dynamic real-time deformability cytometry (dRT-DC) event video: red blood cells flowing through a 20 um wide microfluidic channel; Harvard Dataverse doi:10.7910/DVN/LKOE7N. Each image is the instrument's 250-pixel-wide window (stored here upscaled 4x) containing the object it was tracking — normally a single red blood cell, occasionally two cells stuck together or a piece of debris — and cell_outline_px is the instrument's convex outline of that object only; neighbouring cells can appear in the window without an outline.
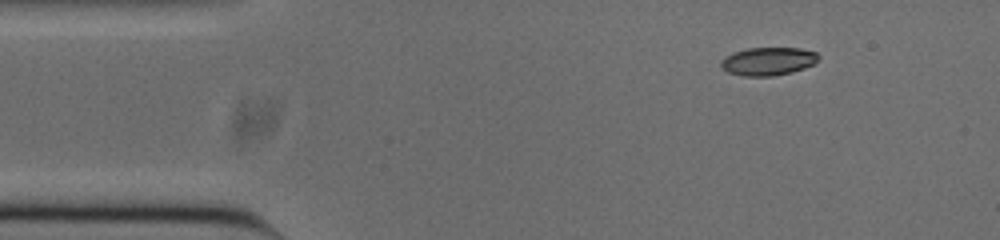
{"species": "common noctule bat (a hibernating species)", "species_latin": "Nyctalus noctula", "temperature_condition": "cold", "stored_images_in_passage": 48, "camera_frame_rate_fps": 3000, "um_per_image_px": 0.085, "animal": {"sex": "male", "body_mass_g": 20.0, "forearm_length_mm": 53.3}, "frame": {"image": 1, "passage_image": 1, "time_ms": 0.0, "image_size_px": [1000, 240], "cell_outline_px": [[820, 56], [812, 64], [804, 68], [792, 72], [772, 76], [744, 76], [728, 72], [720, 64], [724, 56], [732, 52], [748, 48], [800, 48], [816, 52]], "centroid_in_image_um": [65.27, 5.2], "position_along_channel_um": 19.7, "area_um2": 15.9}}
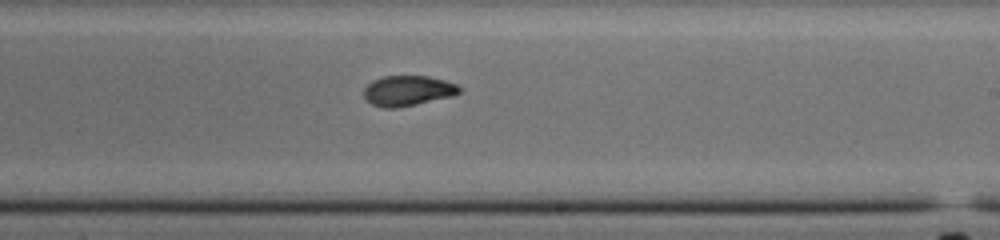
{"frame": {"image": 2, "passage_image": 25, "time_ms": 8.0, "image_size_px": [1000, 240], "cell_outline_px": [[460, 92], [452, 96], [416, 104], [392, 108], [384, 108], [372, 104], [364, 96], [364, 88], [372, 80], [384, 76], [428, 76], [444, 80], [456, 84], [460, 88]], "centroid_in_image_um": [34.65, 7.7], "position_along_channel_um": 254.3, "area_um2": 16.65}}
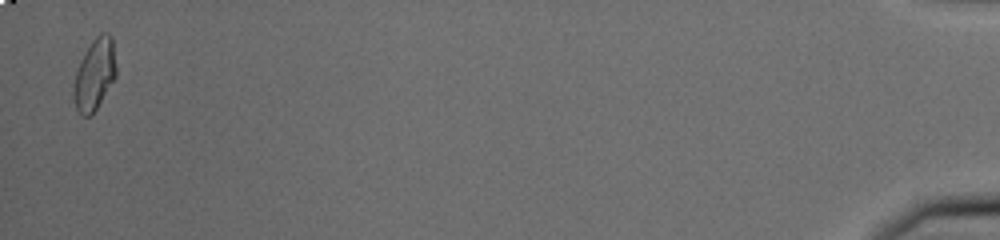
{"frame": {"image": 3, "passage_image": 47, "time_ms": 15.333, "image_size_px": [1000, 240], "cell_outline_px": [[116, 76], [96, 108], [88, 116], [80, 116], [76, 108], [72, 96], [72, 92], [76, 72], [80, 60], [84, 52], [92, 40], [100, 32], [108, 32], [112, 36], [116, 68]], "centroid_in_image_um": [8.02, 6.29], "position_along_channel_um": 427.2, "area_um2": 17.69}, "authors_computed_cell_mechanics": {"area_um2": 16.9354, "velocity_mm_per_s": 3.7803, "shape_relaxation_time_tau1_ms": null, "shape_relaxation_time_tau2_ms": 2.7162, "deformation_change_tau1": null, "deformation_change_tau2": 0.0613}}